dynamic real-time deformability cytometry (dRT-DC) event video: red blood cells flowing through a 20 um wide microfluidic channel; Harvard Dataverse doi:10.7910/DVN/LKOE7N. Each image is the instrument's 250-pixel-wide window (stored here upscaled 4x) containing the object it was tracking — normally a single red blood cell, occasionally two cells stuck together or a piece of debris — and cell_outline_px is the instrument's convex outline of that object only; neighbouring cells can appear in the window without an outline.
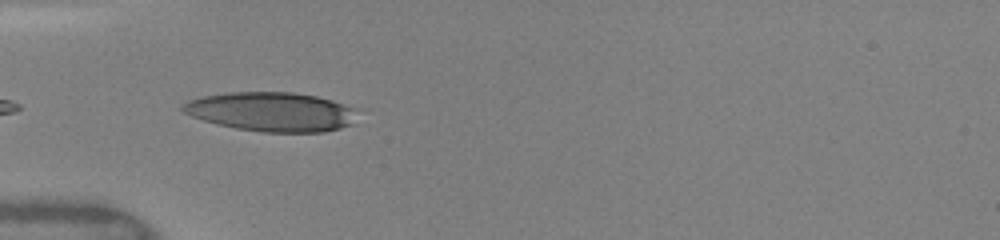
{"species": "human", "species_latin": "Homo sapiens", "temperature_condition": "warm", "stored_images_in_passage": 10, "camera_frame_rate_fps": 3000, "um_per_image_px": 0.085, "donor": {"sex": "female"}, "frame": {"image": 1, "passage_image": 1, "time_ms": 0.0, "image_size_px": [1000, 240], "cell_outline_px": [[356, 108], [352, 124], [340, 128], [324, 132], [260, 132], [236, 128], [216, 124], [192, 116], [184, 112], [180, 108], [188, 100], [204, 96], [228, 92], [292, 92], [316, 96], [332, 100]], "centroid_in_image_um": [23.07, 9.5], "position_along_channel_um": 61.9, "area_um2": 39.82}}
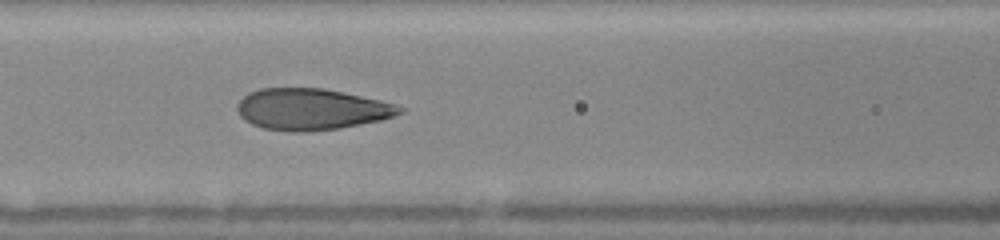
{"frame": {"image": 2, "passage_image": 7, "time_ms": 2.0, "image_size_px": [1000, 240], "cell_outline_px": [[404, 112], [380, 120], [340, 128], [304, 132], [288, 132], [264, 128], [252, 124], [244, 120], [236, 112], [236, 104], [248, 92], [260, 88], [324, 88], [380, 100], [396, 104], [404, 108]], "centroid_in_image_um": [26.43, 9.28], "position_along_channel_um": 140.2, "area_um2": 39.3}}
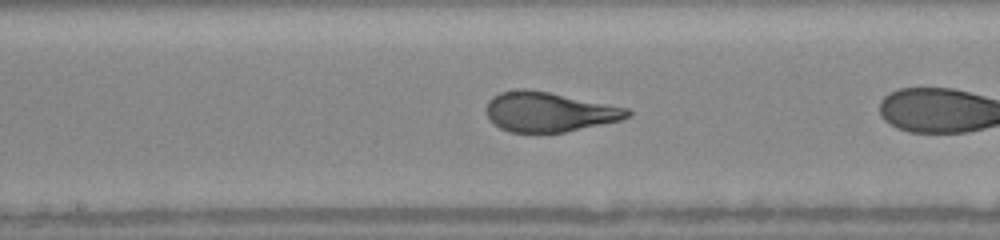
{"frame": {"image": 3, "passage_image": 9, "time_ms": 2.667, "image_size_px": [1000, 240], "cell_outline_px": [[632, 116], [620, 120], [564, 132], [512, 132], [500, 128], [488, 116], [488, 100], [492, 96], [500, 92], [520, 88], [524, 88], [548, 92], [628, 108], [632, 112]], "centroid_in_image_um": [46.68, 9.5], "position_along_channel_um": 201.5, "area_um2": 32.25}}